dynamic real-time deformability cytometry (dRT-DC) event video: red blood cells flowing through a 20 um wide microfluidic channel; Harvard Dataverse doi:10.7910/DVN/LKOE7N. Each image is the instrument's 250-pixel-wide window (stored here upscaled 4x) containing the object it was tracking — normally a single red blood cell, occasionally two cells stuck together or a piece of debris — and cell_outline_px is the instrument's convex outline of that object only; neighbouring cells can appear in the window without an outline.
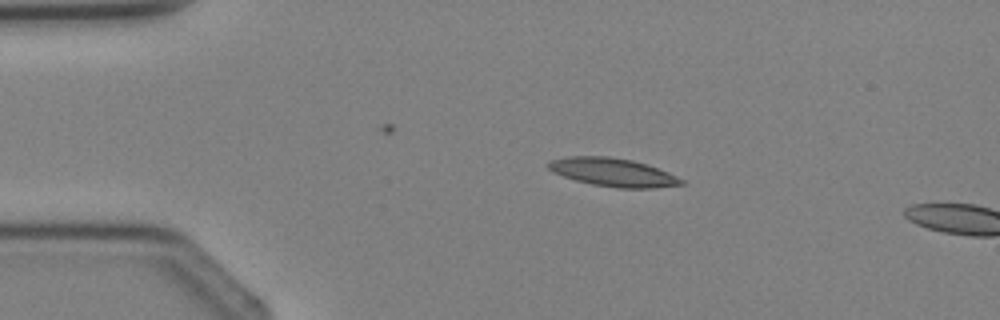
{"species": "Egyptian fruit bat (a non-hibernating species)", "species_latin": "Rousettus aegyptiacus", "temperature_condition": "cold", "stored_images_in_passage": 4, "camera_frame_rate_fps": 3000, "um_per_image_px": 0.085, "animal": {"sex": "female"}, "frame": {"image": 1, "passage_image": 3, "time_ms": 2.333, "image_size_px": [1000, 320], "cell_outline_px": [[684, 184], [656, 188], [616, 188], [592, 184], [576, 180], [552, 172], [548, 168], [548, 164], [552, 160], [568, 156], [608, 156], [632, 160], [668, 172], [684, 180]], "centroid_in_image_um": [52.1, 14.65], "position_along_channel_um": 32.9, "area_um2": 21.73}}